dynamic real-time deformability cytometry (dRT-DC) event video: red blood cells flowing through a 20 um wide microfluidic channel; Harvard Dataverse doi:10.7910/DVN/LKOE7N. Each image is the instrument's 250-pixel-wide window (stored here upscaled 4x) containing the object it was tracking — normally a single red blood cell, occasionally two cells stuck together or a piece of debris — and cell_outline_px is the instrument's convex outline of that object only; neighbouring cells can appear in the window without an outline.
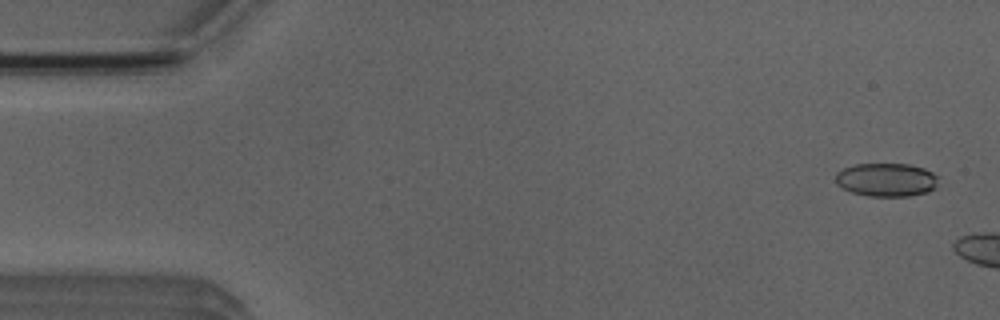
{"species": "Egyptian fruit bat (a non-hibernating species)", "species_latin": "Rousettus aegyptiacus", "temperature_condition": "room temperature", "stored_images_in_passage": 5, "camera_frame_rate_fps": 3000, "um_per_image_px": 0.085, "animal": {"sex": "male"}, "frame": {"image": 1, "passage_image": 1, "time_ms": 0.0, "image_size_px": [1000, 320], "cell_outline_px": [[936, 184], [928, 192], [908, 196], [868, 196], [852, 192], [836, 184], [836, 172], [844, 168], [856, 164], [908, 164], [924, 168], [932, 172], [936, 176]], "centroid_in_image_um": [75.32, 15.28], "position_along_channel_um": 9.7, "area_um2": 19.83}}
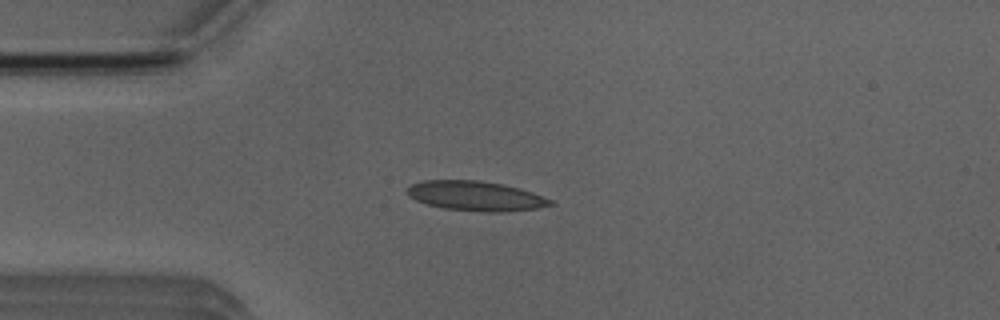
{"frame": {"image": 2, "passage_image": 5, "time_ms": 5.333, "image_size_px": [1000, 320], "cell_outline_px": [[556, 204], [536, 208], [500, 212], [484, 212], [444, 208], [428, 204], [416, 200], [408, 196], [404, 192], [404, 188], [412, 184], [424, 180], [476, 180], [504, 184], [520, 188], [532, 192], [552, 200]], "centroid_in_image_um": [40.4, 16.65], "position_along_channel_um": 44.6, "area_um2": 24.85}}